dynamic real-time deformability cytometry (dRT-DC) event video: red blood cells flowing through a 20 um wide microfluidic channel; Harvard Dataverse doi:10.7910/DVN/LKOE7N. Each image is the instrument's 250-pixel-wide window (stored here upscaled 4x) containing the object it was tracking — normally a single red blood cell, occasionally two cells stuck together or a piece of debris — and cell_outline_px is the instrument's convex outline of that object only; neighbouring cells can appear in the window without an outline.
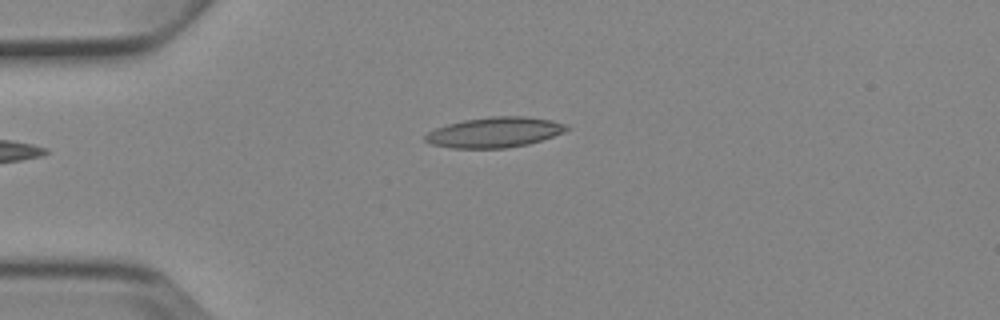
{"species": "Egyptian fruit bat (a non-hibernating species)", "species_latin": "Rousettus aegyptiacus", "temperature_condition": "cold", "stored_images_in_passage": 4, "camera_frame_rate_fps": 3000, "um_per_image_px": 0.085, "animal": {"sex": "female"}, "frame": {"image": 1, "passage_image": 4, "time_ms": 3.667, "image_size_px": [1000, 320], "cell_outline_px": [[572, 128], [564, 132], [528, 144], [508, 148], [452, 148], [432, 144], [424, 140], [424, 136], [428, 132], [436, 128], [448, 124], [464, 120], [488, 116], [524, 116], [552, 120], [568, 124]], "centroid_in_image_um": [42.07, 11.24], "position_along_channel_um": 42.9, "area_um2": 25.03}}